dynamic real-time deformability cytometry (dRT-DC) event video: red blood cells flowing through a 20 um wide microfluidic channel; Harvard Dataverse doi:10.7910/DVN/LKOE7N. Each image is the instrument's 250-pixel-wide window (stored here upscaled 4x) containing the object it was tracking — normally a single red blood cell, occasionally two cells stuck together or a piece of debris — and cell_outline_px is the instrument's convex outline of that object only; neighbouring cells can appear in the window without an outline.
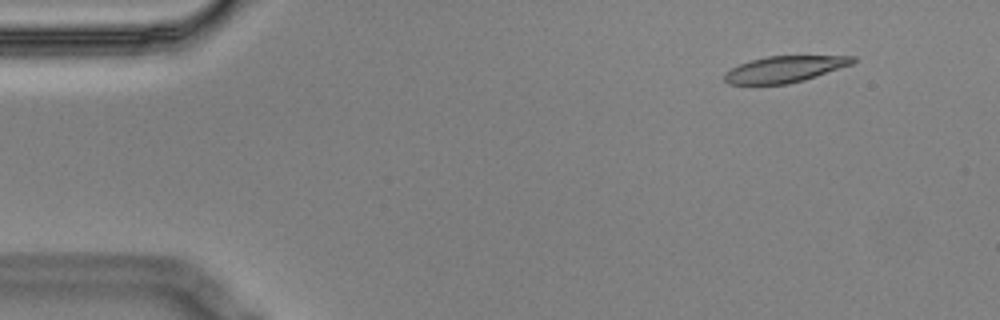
{"species": "Egyptian fruit bat (a non-hibernating species)", "species_latin": "Rousettus aegyptiacus", "temperature_condition": "cold", "stored_images_in_passage": 5, "camera_frame_rate_fps": 3000, "um_per_image_px": 0.085, "animal": {"sex": "male"}, "frame": {"image": 1, "passage_image": 2, "time_ms": 0.333, "image_size_px": [1000, 320], "cell_outline_px": [[856, 60], [852, 64], [804, 80], [788, 84], [728, 84], [724, 80], [724, 72], [740, 64], [752, 60], [768, 56], [856, 56]], "centroid_in_image_um": [66.68, 5.88], "position_along_channel_um": 18.3, "area_um2": 19.48}}